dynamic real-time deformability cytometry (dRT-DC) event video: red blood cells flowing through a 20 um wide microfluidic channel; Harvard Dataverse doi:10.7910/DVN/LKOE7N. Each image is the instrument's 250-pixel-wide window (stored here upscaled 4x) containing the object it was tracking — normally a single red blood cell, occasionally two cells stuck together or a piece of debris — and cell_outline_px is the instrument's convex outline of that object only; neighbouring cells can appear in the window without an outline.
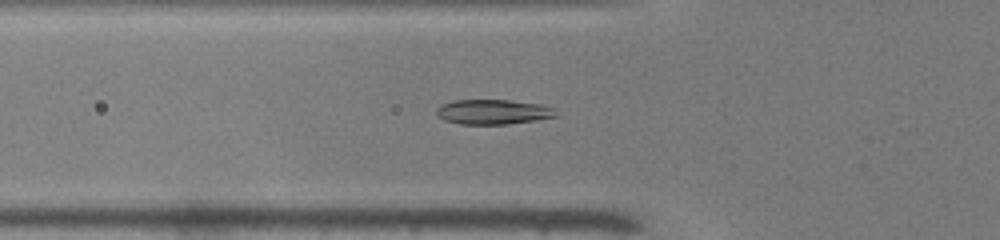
{"species": "common noctule bat (a hibernating species)", "species_latin": "Nyctalus noctula", "temperature_condition": "warm", "stored_images_in_passage": 39, "camera_frame_rate_fps": 3000, "um_per_image_px": 0.085, "animal": {"sex": "male", "body_mass_g": 19.0, "forearm_length_mm": 50.8}, "frame": {"image": 1, "passage_image": 7, "time_ms": 2.0, "image_size_px": [1000, 240], "cell_outline_px": [[556, 116], [536, 120], [508, 124], [460, 124], [444, 120], [436, 112], [436, 108], [440, 104], [452, 100], [508, 100], [540, 104], [552, 108]], "centroid_in_image_um": [41.85, 9.5], "position_along_channel_um": 83.9, "area_um2": 17.17}}
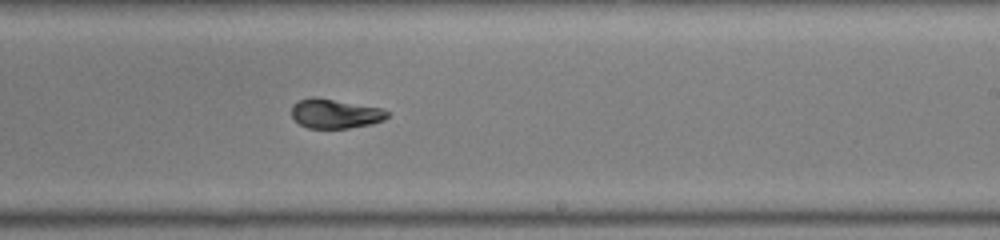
{"frame": {"image": 2, "passage_image": 20, "time_ms": 6.333, "image_size_px": [1000, 240], "cell_outline_px": [[392, 112], [384, 120], [372, 124], [348, 128], [308, 128], [300, 124], [292, 116], [292, 104], [300, 100], [312, 96], [316, 96], [380, 108]], "centroid_in_image_um": [28.5, 9.65], "position_along_channel_um": 260.5, "area_um2": 16.47}}
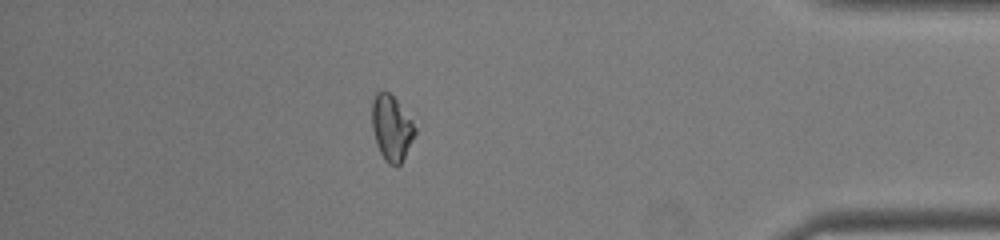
{"frame": {"image": 3, "passage_image": 33, "time_ms": 10.667, "image_size_px": [1000, 240], "cell_outline_px": [[416, 132], [400, 164], [388, 164], [384, 160], [376, 144], [372, 128], [372, 100], [376, 92], [380, 88], [388, 92], [396, 100], [412, 120], [416, 128]], "centroid_in_image_um": [33.25, 10.83], "position_along_channel_um": 401.9, "area_um2": 16.3}, "authors_computed_cell_mechanics": {"area_um2": 16.9354, "velocity_mm_per_s": 4.0796, "shape_relaxation_time_tau1_ms": 9.0006, "shape_relaxation_time_tau2_ms": 0.4443, "deformation_change_tau1": 0.2868, "deformation_change_tau2": 0.0346}}